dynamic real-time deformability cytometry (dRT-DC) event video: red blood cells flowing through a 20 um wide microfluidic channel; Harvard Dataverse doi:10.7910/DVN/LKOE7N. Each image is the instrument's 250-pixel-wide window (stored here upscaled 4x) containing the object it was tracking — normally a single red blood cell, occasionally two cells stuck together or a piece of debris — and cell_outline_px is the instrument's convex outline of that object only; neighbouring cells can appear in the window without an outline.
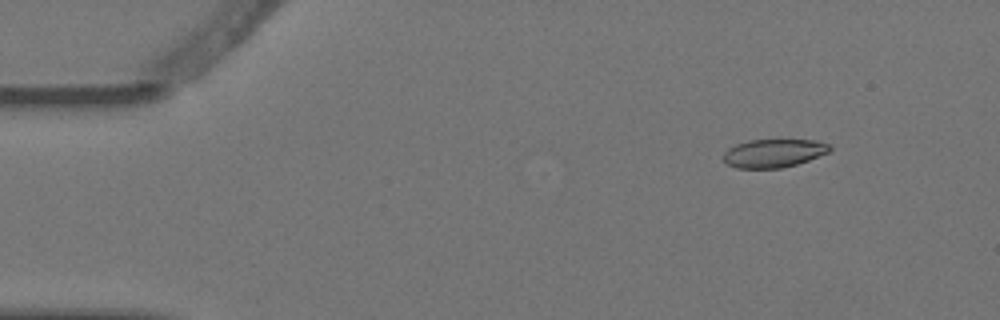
{"species": "Egyptian fruit bat (a non-hibernating species)", "species_latin": "Rousettus aegyptiacus", "temperature_condition": "warm", "stored_images_in_passage": 6, "camera_frame_rate_fps": 3000, "um_per_image_px": 0.085, "animal": {"sex": "female"}, "frame": {"image": 1, "passage_image": 2, "time_ms": 0.333, "image_size_px": [1000, 320], "cell_outline_px": [[832, 148], [828, 152], [808, 160], [796, 164], [780, 168], [736, 168], [728, 164], [724, 160], [724, 152], [728, 148], [736, 144], [748, 140], [816, 140], [828, 144]], "centroid_in_image_um": [65.74, 13.01], "position_along_channel_um": 19.3, "area_um2": 17.4}}
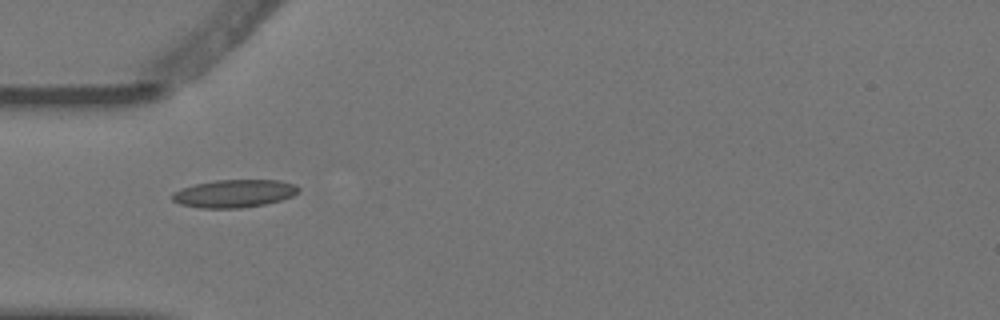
{"frame": {"image": 2, "passage_image": 5, "time_ms": 1.333, "image_size_px": [1000, 320], "cell_outline_px": [[300, 192], [292, 196], [280, 200], [264, 204], [240, 208], [200, 208], [180, 204], [172, 200], [172, 192], [180, 188], [196, 184], [216, 180], [280, 180], [296, 184], [300, 188]], "centroid_in_image_um": [19.92, 16.44], "position_along_channel_um": 65.1, "area_um2": 20.58}}
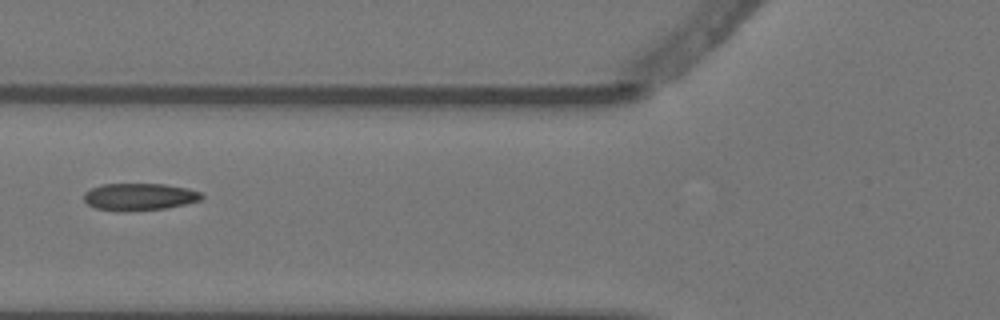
{"frame": {"image": 3, "passage_image": 6, "time_ms": 1.667, "image_size_px": [1000, 320], "cell_outline_px": [[204, 196], [200, 200], [184, 204], [164, 208], [128, 212], [116, 212], [96, 208], [88, 204], [84, 200], [84, 192], [92, 188], [104, 184], [164, 184], [188, 188], [200, 192]], "centroid_in_image_um": [11.82, 16.74], "position_along_channel_um": 114.0, "area_um2": 18.73}}